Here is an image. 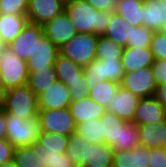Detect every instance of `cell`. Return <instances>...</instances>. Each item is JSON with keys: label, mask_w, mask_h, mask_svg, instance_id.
Wrapping results in <instances>:
<instances>
[{"label": "cell", "mask_w": 166, "mask_h": 167, "mask_svg": "<svg viewBox=\"0 0 166 167\" xmlns=\"http://www.w3.org/2000/svg\"><path fill=\"white\" fill-rule=\"evenodd\" d=\"M29 0H0V14L26 15Z\"/></svg>", "instance_id": "cell-36"}, {"label": "cell", "mask_w": 166, "mask_h": 167, "mask_svg": "<svg viewBox=\"0 0 166 167\" xmlns=\"http://www.w3.org/2000/svg\"><path fill=\"white\" fill-rule=\"evenodd\" d=\"M121 87L131 91L137 97L145 98L154 96L156 84L151 67L124 73Z\"/></svg>", "instance_id": "cell-10"}, {"label": "cell", "mask_w": 166, "mask_h": 167, "mask_svg": "<svg viewBox=\"0 0 166 167\" xmlns=\"http://www.w3.org/2000/svg\"><path fill=\"white\" fill-rule=\"evenodd\" d=\"M5 46L6 44L3 42L2 37L0 36V52Z\"/></svg>", "instance_id": "cell-47"}, {"label": "cell", "mask_w": 166, "mask_h": 167, "mask_svg": "<svg viewBox=\"0 0 166 167\" xmlns=\"http://www.w3.org/2000/svg\"><path fill=\"white\" fill-rule=\"evenodd\" d=\"M59 48L45 35L35 42L34 54L26 60L28 71L54 66Z\"/></svg>", "instance_id": "cell-12"}, {"label": "cell", "mask_w": 166, "mask_h": 167, "mask_svg": "<svg viewBox=\"0 0 166 167\" xmlns=\"http://www.w3.org/2000/svg\"><path fill=\"white\" fill-rule=\"evenodd\" d=\"M154 97L166 109V83L156 87Z\"/></svg>", "instance_id": "cell-42"}, {"label": "cell", "mask_w": 166, "mask_h": 167, "mask_svg": "<svg viewBox=\"0 0 166 167\" xmlns=\"http://www.w3.org/2000/svg\"><path fill=\"white\" fill-rule=\"evenodd\" d=\"M39 117L21 119L6 112V139L14 147L29 146L40 136Z\"/></svg>", "instance_id": "cell-4"}, {"label": "cell", "mask_w": 166, "mask_h": 167, "mask_svg": "<svg viewBox=\"0 0 166 167\" xmlns=\"http://www.w3.org/2000/svg\"><path fill=\"white\" fill-rule=\"evenodd\" d=\"M76 132L82 135L91 144L105 143L103 135L102 123L100 119H91L76 125Z\"/></svg>", "instance_id": "cell-32"}, {"label": "cell", "mask_w": 166, "mask_h": 167, "mask_svg": "<svg viewBox=\"0 0 166 167\" xmlns=\"http://www.w3.org/2000/svg\"><path fill=\"white\" fill-rule=\"evenodd\" d=\"M40 130L69 136L76 132V123L69 107L61 109H39Z\"/></svg>", "instance_id": "cell-9"}, {"label": "cell", "mask_w": 166, "mask_h": 167, "mask_svg": "<svg viewBox=\"0 0 166 167\" xmlns=\"http://www.w3.org/2000/svg\"><path fill=\"white\" fill-rule=\"evenodd\" d=\"M5 92H6V89L4 87L2 79L0 77V100L3 98Z\"/></svg>", "instance_id": "cell-45"}, {"label": "cell", "mask_w": 166, "mask_h": 167, "mask_svg": "<svg viewBox=\"0 0 166 167\" xmlns=\"http://www.w3.org/2000/svg\"><path fill=\"white\" fill-rule=\"evenodd\" d=\"M151 68L156 86L166 83V59L154 60Z\"/></svg>", "instance_id": "cell-39"}, {"label": "cell", "mask_w": 166, "mask_h": 167, "mask_svg": "<svg viewBox=\"0 0 166 167\" xmlns=\"http://www.w3.org/2000/svg\"><path fill=\"white\" fill-rule=\"evenodd\" d=\"M63 3L70 2L71 0H61Z\"/></svg>", "instance_id": "cell-48"}, {"label": "cell", "mask_w": 166, "mask_h": 167, "mask_svg": "<svg viewBox=\"0 0 166 167\" xmlns=\"http://www.w3.org/2000/svg\"><path fill=\"white\" fill-rule=\"evenodd\" d=\"M6 139V111L0 105V140Z\"/></svg>", "instance_id": "cell-44"}, {"label": "cell", "mask_w": 166, "mask_h": 167, "mask_svg": "<svg viewBox=\"0 0 166 167\" xmlns=\"http://www.w3.org/2000/svg\"><path fill=\"white\" fill-rule=\"evenodd\" d=\"M49 167H76L66 153H61V157L57 158Z\"/></svg>", "instance_id": "cell-43"}, {"label": "cell", "mask_w": 166, "mask_h": 167, "mask_svg": "<svg viewBox=\"0 0 166 167\" xmlns=\"http://www.w3.org/2000/svg\"><path fill=\"white\" fill-rule=\"evenodd\" d=\"M15 147L7 140H0V164L13 160Z\"/></svg>", "instance_id": "cell-41"}, {"label": "cell", "mask_w": 166, "mask_h": 167, "mask_svg": "<svg viewBox=\"0 0 166 167\" xmlns=\"http://www.w3.org/2000/svg\"><path fill=\"white\" fill-rule=\"evenodd\" d=\"M98 11L115 12L120 0H86Z\"/></svg>", "instance_id": "cell-40"}, {"label": "cell", "mask_w": 166, "mask_h": 167, "mask_svg": "<svg viewBox=\"0 0 166 167\" xmlns=\"http://www.w3.org/2000/svg\"><path fill=\"white\" fill-rule=\"evenodd\" d=\"M140 145L138 138V125L133 121L126 122L120 128L119 144L113 146L114 151L131 150Z\"/></svg>", "instance_id": "cell-33"}, {"label": "cell", "mask_w": 166, "mask_h": 167, "mask_svg": "<svg viewBox=\"0 0 166 167\" xmlns=\"http://www.w3.org/2000/svg\"><path fill=\"white\" fill-rule=\"evenodd\" d=\"M64 10L77 33L103 35L114 12L98 11L86 0H71Z\"/></svg>", "instance_id": "cell-1"}, {"label": "cell", "mask_w": 166, "mask_h": 167, "mask_svg": "<svg viewBox=\"0 0 166 167\" xmlns=\"http://www.w3.org/2000/svg\"><path fill=\"white\" fill-rule=\"evenodd\" d=\"M44 34L58 47L61 48L76 34V30L70 21L66 11H62L54 19L43 25Z\"/></svg>", "instance_id": "cell-13"}, {"label": "cell", "mask_w": 166, "mask_h": 167, "mask_svg": "<svg viewBox=\"0 0 166 167\" xmlns=\"http://www.w3.org/2000/svg\"><path fill=\"white\" fill-rule=\"evenodd\" d=\"M150 149L137 145L131 150L114 151L112 167H149Z\"/></svg>", "instance_id": "cell-18"}, {"label": "cell", "mask_w": 166, "mask_h": 167, "mask_svg": "<svg viewBox=\"0 0 166 167\" xmlns=\"http://www.w3.org/2000/svg\"><path fill=\"white\" fill-rule=\"evenodd\" d=\"M98 35L77 33L69 42L59 48V54L85 67L96 58Z\"/></svg>", "instance_id": "cell-6"}, {"label": "cell", "mask_w": 166, "mask_h": 167, "mask_svg": "<svg viewBox=\"0 0 166 167\" xmlns=\"http://www.w3.org/2000/svg\"><path fill=\"white\" fill-rule=\"evenodd\" d=\"M149 167H166V147L150 149Z\"/></svg>", "instance_id": "cell-38"}, {"label": "cell", "mask_w": 166, "mask_h": 167, "mask_svg": "<svg viewBox=\"0 0 166 167\" xmlns=\"http://www.w3.org/2000/svg\"><path fill=\"white\" fill-rule=\"evenodd\" d=\"M0 105L8 114L24 120L36 117L39 113L38 97L27 84L7 90Z\"/></svg>", "instance_id": "cell-2"}, {"label": "cell", "mask_w": 166, "mask_h": 167, "mask_svg": "<svg viewBox=\"0 0 166 167\" xmlns=\"http://www.w3.org/2000/svg\"><path fill=\"white\" fill-rule=\"evenodd\" d=\"M114 150L106 143L89 142L88 159L82 167H112Z\"/></svg>", "instance_id": "cell-28"}, {"label": "cell", "mask_w": 166, "mask_h": 167, "mask_svg": "<svg viewBox=\"0 0 166 167\" xmlns=\"http://www.w3.org/2000/svg\"><path fill=\"white\" fill-rule=\"evenodd\" d=\"M166 121V109L154 96L141 98L133 122L137 125L158 124Z\"/></svg>", "instance_id": "cell-16"}, {"label": "cell", "mask_w": 166, "mask_h": 167, "mask_svg": "<svg viewBox=\"0 0 166 167\" xmlns=\"http://www.w3.org/2000/svg\"><path fill=\"white\" fill-rule=\"evenodd\" d=\"M154 31L145 26L131 25L130 47L145 48L151 47Z\"/></svg>", "instance_id": "cell-35"}, {"label": "cell", "mask_w": 166, "mask_h": 167, "mask_svg": "<svg viewBox=\"0 0 166 167\" xmlns=\"http://www.w3.org/2000/svg\"><path fill=\"white\" fill-rule=\"evenodd\" d=\"M84 76L88 88H93L99 81L122 82L124 69L121 60L106 59L92 60L87 66L83 67Z\"/></svg>", "instance_id": "cell-7"}, {"label": "cell", "mask_w": 166, "mask_h": 167, "mask_svg": "<svg viewBox=\"0 0 166 167\" xmlns=\"http://www.w3.org/2000/svg\"><path fill=\"white\" fill-rule=\"evenodd\" d=\"M0 167H17L14 160L0 164Z\"/></svg>", "instance_id": "cell-46"}, {"label": "cell", "mask_w": 166, "mask_h": 167, "mask_svg": "<svg viewBox=\"0 0 166 167\" xmlns=\"http://www.w3.org/2000/svg\"><path fill=\"white\" fill-rule=\"evenodd\" d=\"M44 34L43 25L28 22L22 32L8 45L21 59L27 60L34 54L35 42Z\"/></svg>", "instance_id": "cell-11"}, {"label": "cell", "mask_w": 166, "mask_h": 167, "mask_svg": "<svg viewBox=\"0 0 166 167\" xmlns=\"http://www.w3.org/2000/svg\"><path fill=\"white\" fill-rule=\"evenodd\" d=\"M57 80L63 82L71 93L72 101L88 96V85L86 84L83 67L74 63L69 58L57 55L54 63Z\"/></svg>", "instance_id": "cell-3"}, {"label": "cell", "mask_w": 166, "mask_h": 167, "mask_svg": "<svg viewBox=\"0 0 166 167\" xmlns=\"http://www.w3.org/2000/svg\"><path fill=\"white\" fill-rule=\"evenodd\" d=\"M139 143L149 149L166 147V121L158 124L138 125Z\"/></svg>", "instance_id": "cell-22"}, {"label": "cell", "mask_w": 166, "mask_h": 167, "mask_svg": "<svg viewBox=\"0 0 166 167\" xmlns=\"http://www.w3.org/2000/svg\"><path fill=\"white\" fill-rule=\"evenodd\" d=\"M65 3L61 0H29L28 22L44 25L64 11Z\"/></svg>", "instance_id": "cell-15"}, {"label": "cell", "mask_w": 166, "mask_h": 167, "mask_svg": "<svg viewBox=\"0 0 166 167\" xmlns=\"http://www.w3.org/2000/svg\"><path fill=\"white\" fill-rule=\"evenodd\" d=\"M69 136L62 134L40 133L38 140L30 146L37 154L40 165L51 166L54 161L61 157V153H66Z\"/></svg>", "instance_id": "cell-8"}, {"label": "cell", "mask_w": 166, "mask_h": 167, "mask_svg": "<svg viewBox=\"0 0 166 167\" xmlns=\"http://www.w3.org/2000/svg\"><path fill=\"white\" fill-rule=\"evenodd\" d=\"M69 109L76 125L91 119H100L105 112V107L89 96L71 101Z\"/></svg>", "instance_id": "cell-19"}, {"label": "cell", "mask_w": 166, "mask_h": 167, "mask_svg": "<svg viewBox=\"0 0 166 167\" xmlns=\"http://www.w3.org/2000/svg\"><path fill=\"white\" fill-rule=\"evenodd\" d=\"M164 33H166V25L164 26L163 30Z\"/></svg>", "instance_id": "cell-49"}, {"label": "cell", "mask_w": 166, "mask_h": 167, "mask_svg": "<svg viewBox=\"0 0 166 167\" xmlns=\"http://www.w3.org/2000/svg\"><path fill=\"white\" fill-rule=\"evenodd\" d=\"M28 23L27 15L0 14V36L9 45Z\"/></svg>", "instance_id": "cell-23"}, {"label": "cell", "mask_w": 166, "mask_h": 167, "mask_svg": "<svg viewBox=\"0 0 166 167\" xmlns=\"http://www.w3.org/2000/svg\"><path fill=\"white\" fill-rule=\"evenodd\" d=\"M151 51L154 60L166 59V33L163 31H155L151 42Z\"/></svg>", "instance_id": "cell-37"}, {"label": "cell", "mask_w": 166, "mask_h": 167, "mask_svg": "<svg viewBox=\"0 0 166 167\" xmlns=\"http://www.w3.org/2000/svg\"><path fill=\"white\" fill-rule=\"evenodd\" d=\"M140 98L120 86L114 98L105 106L106 112L114 113L120 119L133 121Z\"/></svg>", "instance_id": "cell-14"}, {"label": "cell", "mask_w": 166, "mask_h": 167, "mask_svg": "<svg viewBox=\"0 0 166 167\" xmlns=\"http://www.w3.org/2000/svg\"><path fill=\"white\" fill-rule=\"evenodd\" d=\"M66 154L76 167H82L89 154V141L77 132L69 135Z\"/></svg>", "instance_id": "cell-27"}, {"label": "cell", "mask_w": 166, "mask_h": 167, "mask_svg": "<svg viewBox=\"0 0 166 167\" xmlns=\"http://www.w3.org/2000/svg\"><path fill=\"white\" fill-rule=\"evenodd\" d=\"M28 76L26 60L14 54L6 45L0 52V77L6 91L27 84Z\"/></svg>", "instance_id": "cell-5"}, {"label": "cell", "mask_w": 166, "mask_h": 167, "mask_svg": "<svg viewBox=\"0 0 166 167\" xmlns=\"http://www.w3.org/2000/svg\"><path fill=\"white\" fill-rule=\"evenodd\" d=\"M125 47L115 43L110 38L104 35H98L96 45V59L106 60L114 59L121 60Z\"/></svg>", "instance_id": "cell-31"}, {"label": "cell", "mask_w": 166, "mask_h": 167, "mask_svg": "<svg viewBox=\"0 0 166 167\" xmlns=\"http://www.w3.org/2000/svg\"><path fill=\"white\" fill-rule=\"evenodd\" d=\"M120 86L121 83L116 81H99L88 90V96L105 107L114 98Z\"/></svg>", "instance_id": "cell-30"}, {"label": "cell", "mask_w": 166, "mask_h": 167, "mask_svg": "<svg viewBox=\"0 0 166 167\" xmlns=\"http://www.w3.org/2000/svg\"><path fill=\"white\" fill-rule=\"evenodd\" d=\"M121 61L124 72L127 73L146 67H151L154 63V57L151 47H125Z\"/></svg>", "instance_id": "cell-20"}, {"label": "cell", "mask_w": 166, "mask_h": 167, "mask_svg": "<svg viewBox=\"0 0 166 167\" xmlns=\"http://www.w3.org/2000/svg\"><path fill=\"white\" fill-rule=\"evenodd\" d=\"M102 123L103 135L105 136V143L111 148L115 144H119L120 128L126 123V121L120 119L114 113L104 112L100 117Z\"/></svg>", "instance_id": "cell-29"}, {"label": "cell", "mask_w": 166, "mask_h": 167, "mask_svg": "<svg viewBox=\"0 0 166 167\" xmlns=\"http://www.w3.org/2000/svg\"><path fill=\"white\" fill-rule=\"evenodd\" d=\"M72 101L69 88L57 80L49 89L38 96L39 109H61L69 107Z\"/></svg>", "instance_id": "cell-17"}, {"label": "cell", "mask_w": 166, "mask_h": 167, "mask_svg": "<svg viewBox=\"0 0 166 167\" xmlns=\"http://www.w3.org/2000/svg\"><path fill=\"white\" fill-rule=\"evenodd\" d=\"M13 160L17 167H44L32 147H15Z\"/></svg>", "instance_id": "cell-34"}, {"label": "cell", "mask_w": 166, "mask_h": 167, "mask_svg": "<svg viewBox=\"0 0 166 167\" xmlns=\"http://www.w3.org/2000/svg\"><path fill=\"white\" fill-rule=\"evenodd\" d=\"M144 0H120L116 14L121 16L128 25H143Z\"/></svg>", "instance_id": "cell-26"}, {"label": "cell", "mask_w": 166, "mask_h": 167, "mask_svg": "<svg viewBox=\"0 0 166 167\" xmlns=\"http://www.w3.org/2000/svg\"><path fill=\"white\" fill-rule=\"evenodd\" d=\"M130 34L131 25L114 12L103 35L123 47H130Z\"/></svg>", "instance_id": "cell-24"}, {"label": "cell", "mask_w": 166, "mask_h": 167, "mask_svg": "<svg viewBox=\"0 0 166 167\" xmlns=\"http://www.w3.org/2000/svg\"><path fill=\"white\" fill-rule=\"evenodd\" d=\"M166 25V0H144L143 26L162 31Z\"/></svg>", "instance_id": "cell-21"}, {"label": "cell", "mask_w": 166, "mask_h": 167, "mask_svg": "<svg viewBox=\"0 0 166 167\" xmlns=\"http://www.w3.org/2000/svg\"><path fill=\"white\" fill-rule=\"evenodd\" d=\"M28 72L27 85L37 97L57 81L55 66Z\"/></svg>", "instance_id": "cell-25"}]
</instances>
